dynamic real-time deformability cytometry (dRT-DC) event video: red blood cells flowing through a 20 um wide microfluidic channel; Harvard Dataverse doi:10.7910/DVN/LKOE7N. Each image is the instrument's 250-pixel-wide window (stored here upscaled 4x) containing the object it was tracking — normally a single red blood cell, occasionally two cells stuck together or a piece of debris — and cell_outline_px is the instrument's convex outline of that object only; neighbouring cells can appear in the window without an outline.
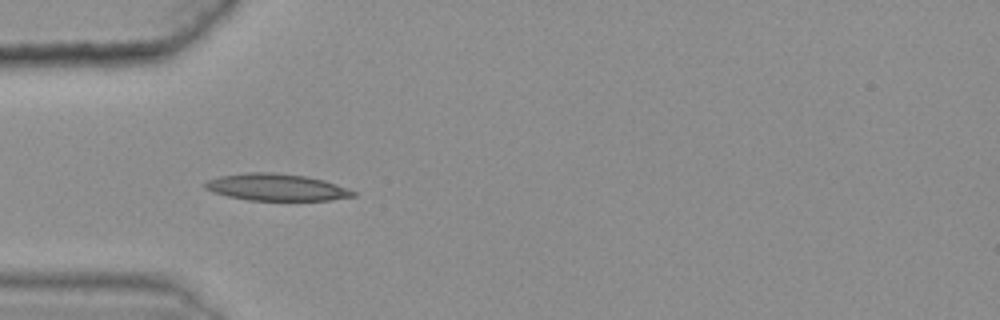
{"species": "common noctule bat (a hibernating species)", "species_latin": "Nyctalus noctula", "temperature_condition": "warm", "stored_images_in_passage": 25, "camera_frame_rate_fps": 3000, "um_per_image_px": 0.085, "animal": {"sex": "female", "body_mass_g": 25.1}, "frame": {"image": 1, "passage_image": 1, "time_ms": 0.0, "image_size_px": [1000, 320], "cell_outline_px": [[356, 196], [328, 200], [248, 200], [228, 196], [212, 192], [204, 188], [204, 184], [208, 180], [220, 176], [248, 172], [276, 172], [304, 176], [324, 180], [348, 188], [356, 192]], "centroid_in_image_um": [23.49, 15.91], "position_along_channel_um": 61.5, "area_um2": 23.18}}
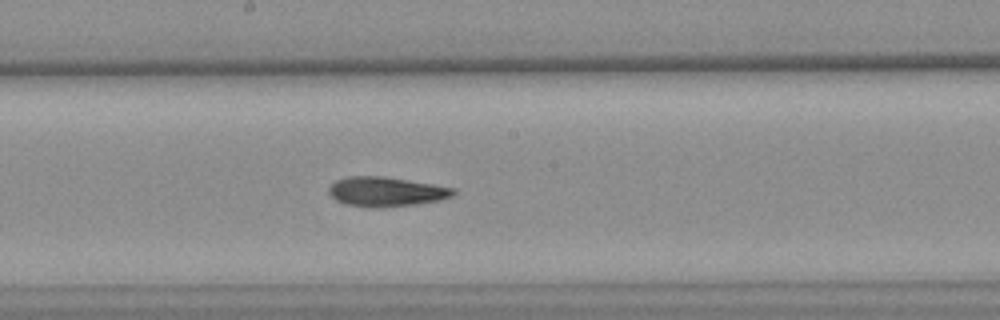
{"frame": {"image": 2, "passage_image": 14, "time_ms": 4.333, "image_size_px": [1000, 320], "cell_outline_px": [[456, 192], [452, 196], [440, 200], [416, 204], [376, 208], [368, 208], [344, 204], [336, 200], [328, 192], [328, 188], [336, 180], [348, 176], [384, 176], [456, 188]], "centroid_in_image_um": [32.8, 16.3], "position_along_channel_um": 215.4, "area_um2": 21.56}}
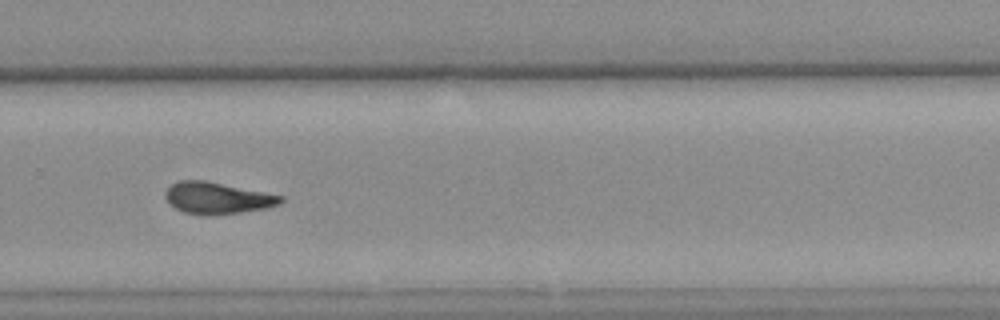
{"frame": {"image": 3, "passage_image": 22, "time_ms": 7.0, "image_size_px": [1000, 320], "cell_outline_px": [[284, 200], [280, 204], [268, 208], [240, 212], [208, 216], [200, 216], [184, 212], [176, 208], [164, 196], [164, 192], [172, 184], [180, 180], [204, 180], [284, 196]], "centroid_in_image_um": [18.48, 16.84], "position_along_channel_um": 311.3, "area_um2": 21.27}}